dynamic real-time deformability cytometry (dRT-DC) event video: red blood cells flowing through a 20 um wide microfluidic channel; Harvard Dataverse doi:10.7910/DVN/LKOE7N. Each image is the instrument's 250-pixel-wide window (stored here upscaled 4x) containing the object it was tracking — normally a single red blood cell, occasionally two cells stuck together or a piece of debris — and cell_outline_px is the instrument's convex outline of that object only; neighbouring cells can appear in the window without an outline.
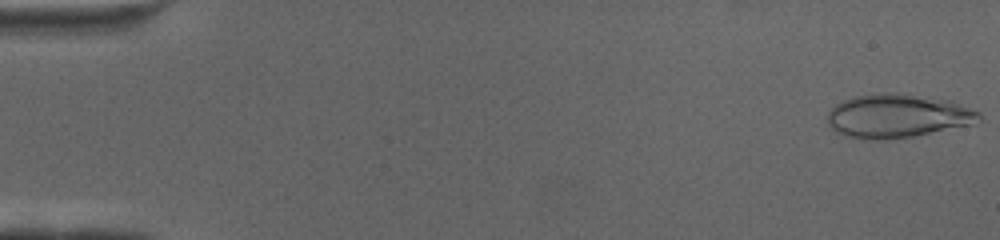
{"species": "human", "species_latin": "Homo sapiens", "temperature_condition": "cold", "stored_images_in_passage": 66, "camera_frame_rate_fps": 3000, "um_per_image_px": 0.085, "donor": {"sex": "female"}, "frame": {"image": 1, "passage_image": 1, "time_ms": 0.0, "image_size_px": [1000, 240], "cell_outline_px": [[980, 120], [972, 124], [912, 136], [884, 140], [860, 140], [836, 132], [828, 124], [828, 112], [836, 104], [844, 100], [856, 96], [884, 92], [888, 92], [952, 100], [980, 112]], "centroid_in_image_um": [76.27, 9.86], "position_along_channel_um": 8.7, "area_um2": 38.44}}
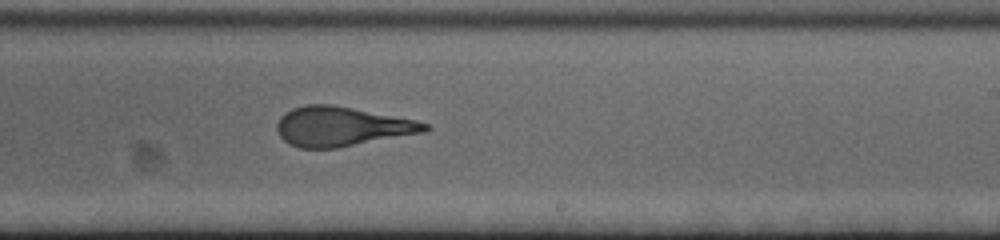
{"frame": {"image": 2, "passage_image": 41, "time_ms": 13.333, "image_size_px": [1000, 240], "cell_outline_px": [[432, 128], [424, 132], [336, 148], [300, 148], [288, 144], [280, 136], [276, 128], [276, 124], [280, 116], [292, 108], [308, 104], [332, 104], [416, 120], [428, 124]], "centroid_in_image_um": [29.02, 10.75], "position_along_channel_um": 260.0, "area_um2": 33.93}}
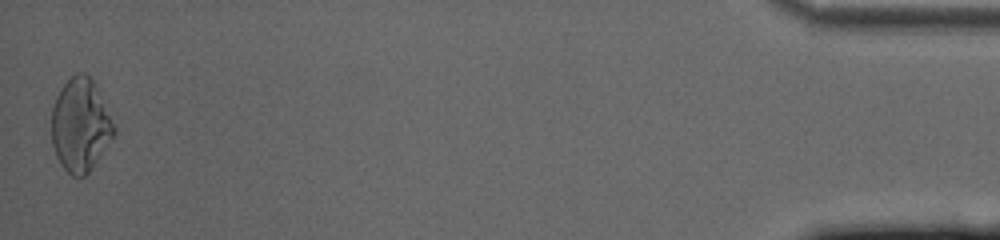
{"frame": {"image": 3, "passage_image": 66, "time_ms": 21.667, "image_size_px": [1000, 240], "cell_outline_px": [[116, 132], [88, 172], [84, 176], [72, 176], [60, 164], [56, 156], [52, 144], [52, 108], [56, 96], [60, 88], [76, 72], [84, 72], [96, 84], [116, 128]], "centroid_in_image_um": [6.82, 10.61], "position_along_channel_um": 428.4, "area_um2": 33.64}}